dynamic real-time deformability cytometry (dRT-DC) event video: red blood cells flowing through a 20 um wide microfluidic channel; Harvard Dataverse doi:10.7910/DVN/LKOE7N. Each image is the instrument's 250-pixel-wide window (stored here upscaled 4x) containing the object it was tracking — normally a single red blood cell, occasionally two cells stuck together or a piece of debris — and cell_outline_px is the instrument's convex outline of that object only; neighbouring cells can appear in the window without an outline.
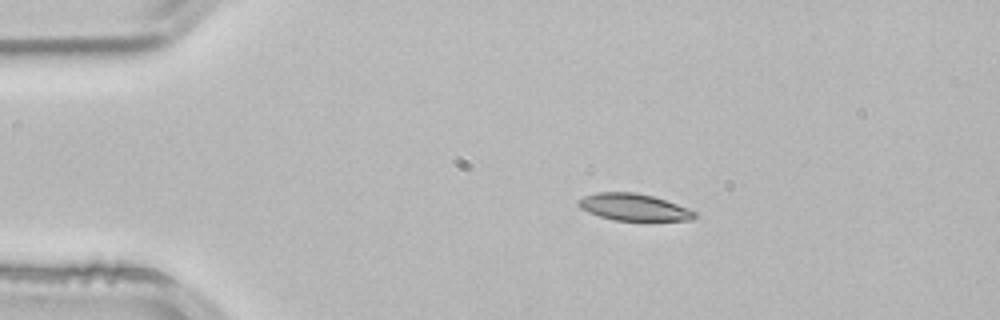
{"species": "common noctule bat (a hibernating species)", "species_latin": "Nyctalus noctula", "temperature_condition": "room temperature", "stored_images_in_passage": 2, "camera_frame_rate_fps": 3000, "um_per_image_px": 0.085, "animal": {"sex": "male", "body_mass_g": 21.5, "forearm_length_mm": 52.0}, "frame": {"image": 1, "passage_image": 1, "time_ms": 0.0, "image_size_px": [1000, 320], "cell_outline_px": [[696, 216], [692, 220], [612, 220], [588, 212], [580, 208], [576, 204], [576, 200], [584, 196], [596, 192], [636, 192], [652, 196], [688, 208], [696, 212]], "centroid_in_image_um": [53.81, 17.6], "position_along_channel_um": 31.2, "area_um2": 18.15}}